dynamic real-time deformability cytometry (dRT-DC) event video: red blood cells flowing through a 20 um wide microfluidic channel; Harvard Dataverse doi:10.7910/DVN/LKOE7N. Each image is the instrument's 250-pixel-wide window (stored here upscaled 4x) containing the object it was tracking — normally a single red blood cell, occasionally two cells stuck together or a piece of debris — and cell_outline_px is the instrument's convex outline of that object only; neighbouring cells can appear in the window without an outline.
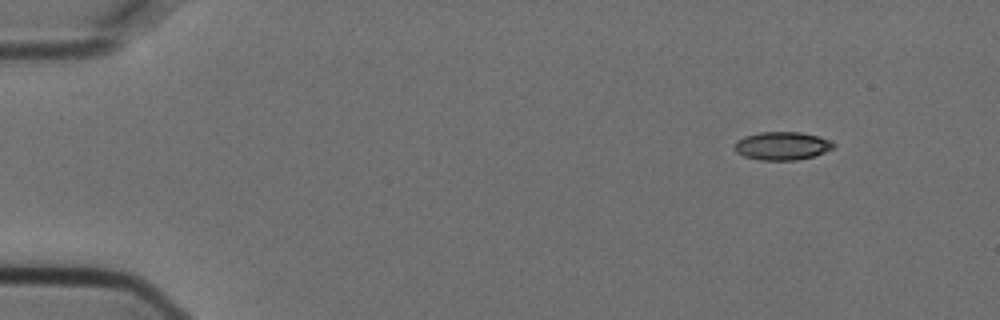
{"species": "Egyptian fruit bat (a non-hibernating species)", "species_latin": "Rousettus aegyptiacus", "temperature_condition": "cold", "stored_images_in_passage": 4, "camera_frame_rate_fps": 3000, "um_per_image_px": 0.085, "animal": {"sex": "female"}, "frame": {"image": 1, "passage_image": 1, "time_ms": 0.0, "image_size_px": [1000, 320], "cell_outline_px": [[836, 144], [832, 148], [824, 152], [812, 156], [796, 160], [760, 160], [744, 156], [736, 152], [732, 148], [732, 144], [736, 140], [744, 136], [760, 132], [800, 132], [820, 136]], "centroid_in_image_um": [66.41, 12.39], "position_along_channel_um": 18.6, "area_um2": 16.36}}
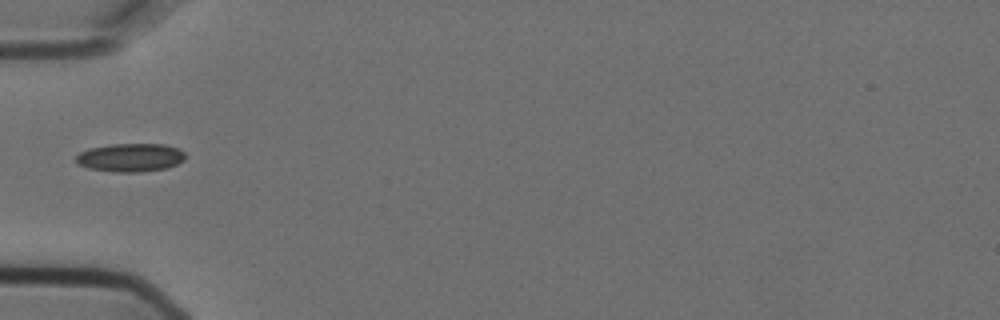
{"frame": {"image": 2, "passage_image": 4, "time_ms": 1.0, "image_size_px": [1000, 320], "cell_outline_px": [[184, 160], [168, 168], [140, 172], [112, 172], [88, 168], [76, 164], [76, 156], [80, 152], [92, 148], [112, 144], [164, 144], [176, 148], [184, 152]], "centroid_in_image_um": [11.07, 13.4], "position_along_channel_um": 73.9, "area_um2": 18.03}}